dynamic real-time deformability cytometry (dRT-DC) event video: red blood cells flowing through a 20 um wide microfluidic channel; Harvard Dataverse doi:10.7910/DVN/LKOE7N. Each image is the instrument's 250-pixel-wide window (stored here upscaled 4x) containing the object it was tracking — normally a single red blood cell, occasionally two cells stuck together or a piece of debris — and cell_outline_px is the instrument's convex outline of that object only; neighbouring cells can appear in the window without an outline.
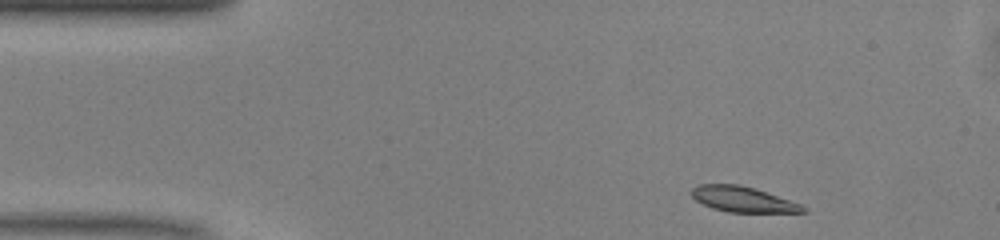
{"species": "common noctule bat (a hibernating species)", "species_latin": "Nyctalus noctula", "temperature_condition": "warm", "stored_images_in_passage": 44, "camera_frame_rate_fps": 3000, "um_per_image_px": 0.085, "animal": {"sex": "male", "body_mass_g": 13.0, "forearm_length_mm": 53.1}, "frame": {"image": 1, "passage_image": 1, "time_ms": 0.0, "image_size_px": [1000, 240], "cell_outline_px": [[808, 212], [728, 212], [712, 208], [696, 200], [688, 192], [696, 184], [740, 184], [756, 188], [800, 204], [808, 208]], "centroid_in_image_um": [63.12, 16.93], "position_along_channel_um": 21.9, "area_um2": 16.65}}
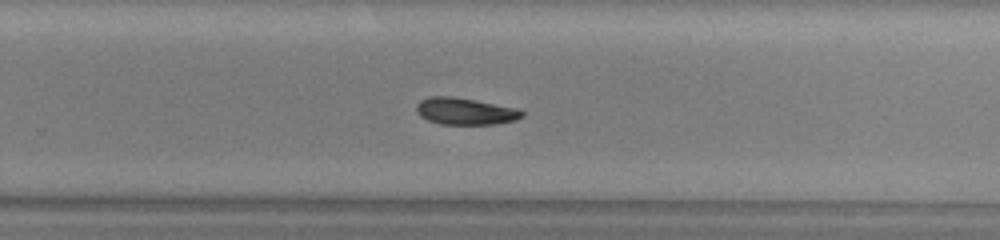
{"frame": {"image": 2, "passage_image": 26, "time_ms": 8.333, "image_size_px": [1000, 240], "cell_outline_px": [[524, 116], [516, 120], [496, 124], [440, 124], [428, 120], [420, 116], [416, 112], [416, 104], [420, 100], [428, 96], [452, 96], [516, 108], [524, 112]], "centroid_in_image_um": [39.51, 9.46], "position_along_channel_um": 290.3, "area_um2": 16.53}}
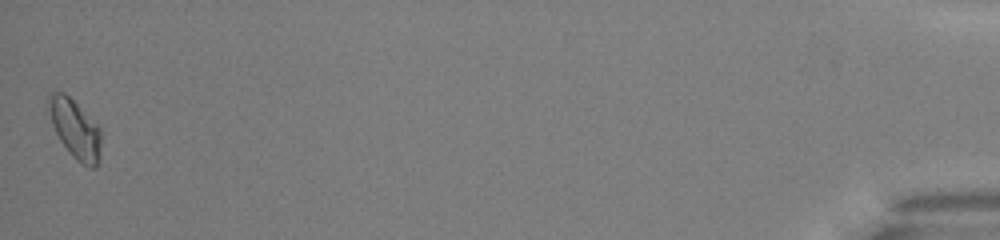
{"frame": {"image": 3, "passage_image": 44, "time_ms": 14.333, "image_size_px": [1000, 240], "cell_outline_px": [[100, 156], [96, 168], [88, 168], [80, 164], [72, 156], [60, 140], [52, 124], [48, 104], [48, 96], [52, 92], [64, 92], [100, 128]], "centroid_in_image_um": [6.39, 11.02], "position_along_channel_um": 428.8, "area_um2": 17.69}, "authors_computed_cell_mechanics": {"area_um2": 17.051, "velocity_mm_per_s": 4.0677, "shape_relaxation_time_tau1_ms": 2.5715, "shape_relaxation_time_tau2_ms": null, "deformation_change_tau1": 0.0817, "deformation_change_tau2": null}}